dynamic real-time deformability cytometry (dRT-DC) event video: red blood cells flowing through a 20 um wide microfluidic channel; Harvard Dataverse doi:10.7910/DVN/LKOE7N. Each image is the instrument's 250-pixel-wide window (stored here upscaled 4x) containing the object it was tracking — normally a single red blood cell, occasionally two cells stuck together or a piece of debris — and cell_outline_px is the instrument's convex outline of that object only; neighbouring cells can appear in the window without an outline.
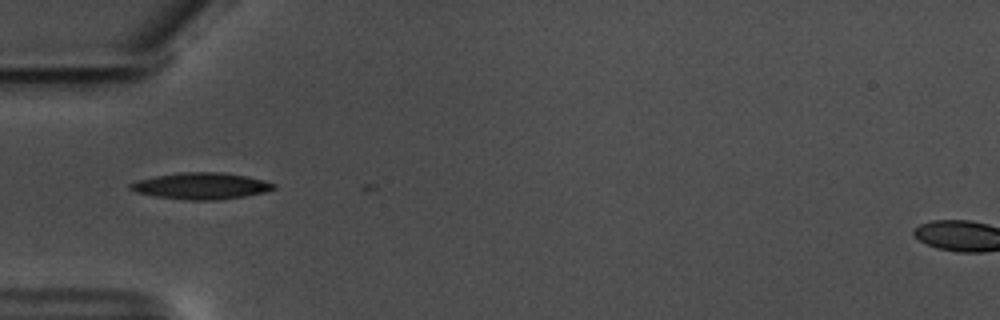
{"species": "common noctule bat (a hibernating species)", "species_latin": "Nyctalus noctula", "temperature_condition": "warm", "stored_images_in_passage": 3, "camera_frame_rate_fps": 3000, "um_per_image_px": 0.085, "animal": {"sex": "male", "body_mass_g": 17.5, "forearm_length_mm": 52.3}, "frame": {"image": 1, "passage_image": 1, "time_ms": 0.0, "image_size_px": [1000, 320], "cell_outline_px": [[276, 188], [264, 192], [244, 196], [216, 200], [188, 200], [156, 196], [136, 192], [128, 188], [128, 184], [136, 180], [176, 172], [220, 172], [248, 176], [264, 180], [276, 184]], "centroid_in_image_um": [17.08, 15.79], "position_along_channel_um": 67.9, "area_um2": 22.2}}